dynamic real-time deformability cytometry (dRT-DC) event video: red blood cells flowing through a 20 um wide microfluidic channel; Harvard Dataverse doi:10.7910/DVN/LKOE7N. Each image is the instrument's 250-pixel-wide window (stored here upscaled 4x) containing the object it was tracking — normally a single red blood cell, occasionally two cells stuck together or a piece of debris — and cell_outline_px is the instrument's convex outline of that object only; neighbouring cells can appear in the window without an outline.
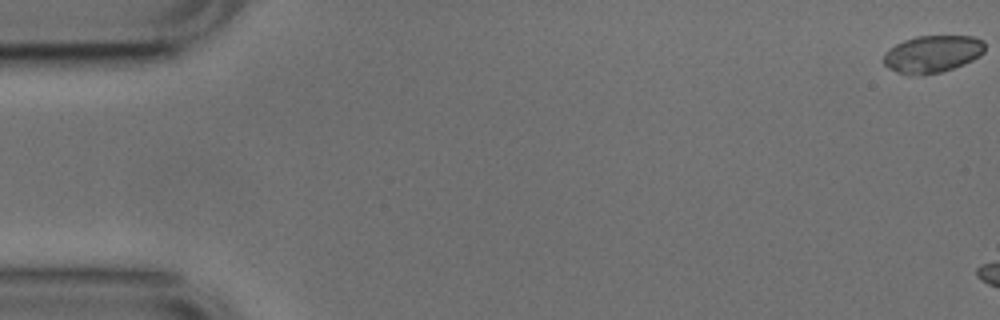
{"species": "common noctule bat (a hibernating species)", "species_latin": "Nyctalus noctula", "temperature_condition": "cold", "stored_images_in_passage": 9, "camera_frame_rate_fps": 3000, "um_per_image_px": 0.085, "animal": {"sex": "male", "body_mass_g": 17.9, "forearm_length_mm": 54.2}, "frame": {"image": 1, "passage_image": 1, "time_ms": 0.0, "image_size_px": [1000, 320], "cell_outline_px": [[984, 52], [980, 56], [964, 64], [940, 72], [924, 76], [908, 76], [896, 72], [888, 68], [880, 60], [884, 52], [888, 48], [904, 40], [916, 36], [972, 36], [984, 40]], "centroid_in_image_um": [79.19, 4.61], "position_along_channel_um": 5.8, "area_um2": 22.48}}